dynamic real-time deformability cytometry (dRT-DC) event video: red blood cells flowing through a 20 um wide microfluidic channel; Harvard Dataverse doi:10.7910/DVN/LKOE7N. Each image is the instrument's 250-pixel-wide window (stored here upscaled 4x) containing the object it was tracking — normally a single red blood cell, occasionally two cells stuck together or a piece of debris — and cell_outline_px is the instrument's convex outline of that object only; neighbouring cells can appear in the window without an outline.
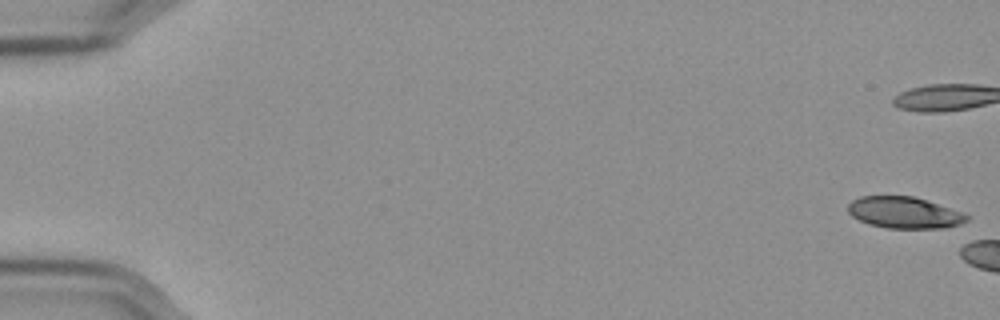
{"species": "Egyptian fruit bat (a non-hibernating species)", "species_latin": "Rousettus aegyptiacus", "temperature_condition": "cold", "stored_images_in_passage": 6, "camera_frame_rate_fps": 3000, "um_per_image_px": 0.085, "frame": {"image": 1, "passage_image": 1, "time_ms": 0.0, "image_size_px": [1000, 320], "cell_outline_px": [[968, 220], [960, 224], [944, 228], [888, 228], [868, 224], [852, 216], [848, 212], [848, 204], [852, 200], [860, 196], [912, 196], [964, 212], [968, 216]], "centroid_in_image_um": [76.86, 18.07], "position_along_channel_um": 8.1, "area_um2": 21.73}}